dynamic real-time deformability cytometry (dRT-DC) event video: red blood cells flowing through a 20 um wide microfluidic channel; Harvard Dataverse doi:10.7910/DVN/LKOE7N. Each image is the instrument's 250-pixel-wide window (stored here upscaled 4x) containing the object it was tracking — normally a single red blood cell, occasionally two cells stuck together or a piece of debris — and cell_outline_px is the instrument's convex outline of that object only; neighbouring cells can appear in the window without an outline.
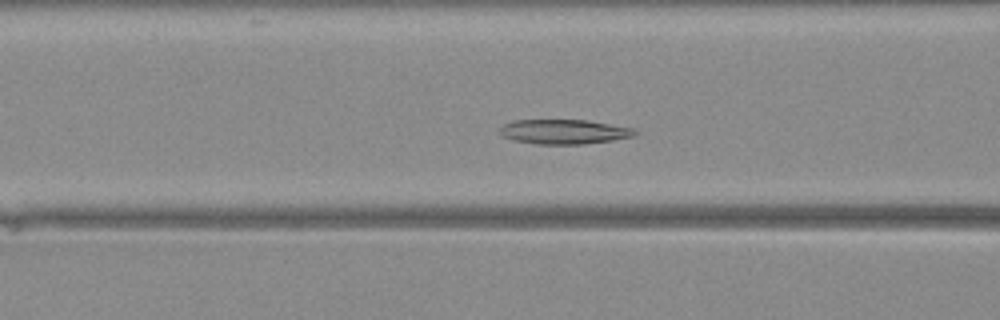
{"species": "Egyptian fruit bat (a non-hibernating species)", "species_latin": "Rousettus aegyptiacus", "temperature_condition": "warm", "stored_images_in_passage": 38, "camera_frame_rate_fps": 3000, "um_per_image_px": 0.085, "animal": {"sex": "female"}, "frame": {"image": 1, "passage_image": 13, "time_ms": 4.0, "image_size_px": [1000, 320], "cell_outline_px": [[640, 132], [636, 136], [612, 140], [584, 144], [536, 144], [512, 140], [504, 136], [500, 132], [500, 128], [504, 124], [512, 120], [588, 120], [636, 128]], "centroid_in_image_um": [48.01, 11.19], "position_along_channel_um": 118.6, "area_um2": 19.59}}
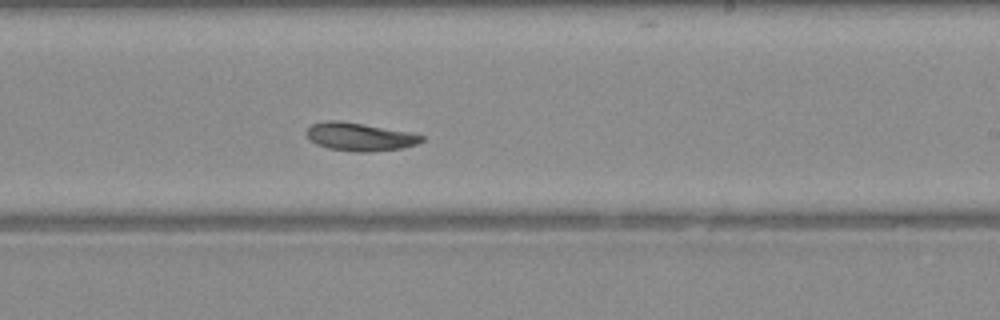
{"frame": {"image": 2, "passage_image": 22, "time_ms": 7.0, "image_size_px": [1000, 320], "cell_outline_px": [[424, 140], [416, 144], [404, 148], [368, 152], [356, 152], [328, 148], [316, 144], [304, 132], [312, 124], [328, 120], [336, 120], [412, 132], [424, 136]], "centroid_in_image_um": [30.6, 11.63], "position_along_channel_um": 258.4, "area_um2": 18.79}}
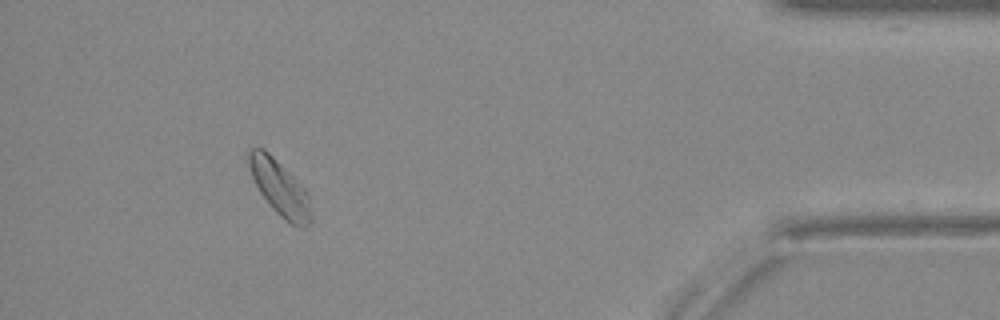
{"frame": {"image": 3, "passage_image": 35, "time_ms": 11.333, "image_size_px": [1000, 320], "cell_outline_px": [[312, 220], [304, 228], [300, 228], [284, 220], [272, 208], [260, 192], [252, 176], [248, 164], [248, 148], [264, 148], [304, 188], [308, 196], [312, 216]], "centroid_in_image_um": [23.78, 16.0], "position_along_channel_um": 411.4, "area_um2": 19.71}}